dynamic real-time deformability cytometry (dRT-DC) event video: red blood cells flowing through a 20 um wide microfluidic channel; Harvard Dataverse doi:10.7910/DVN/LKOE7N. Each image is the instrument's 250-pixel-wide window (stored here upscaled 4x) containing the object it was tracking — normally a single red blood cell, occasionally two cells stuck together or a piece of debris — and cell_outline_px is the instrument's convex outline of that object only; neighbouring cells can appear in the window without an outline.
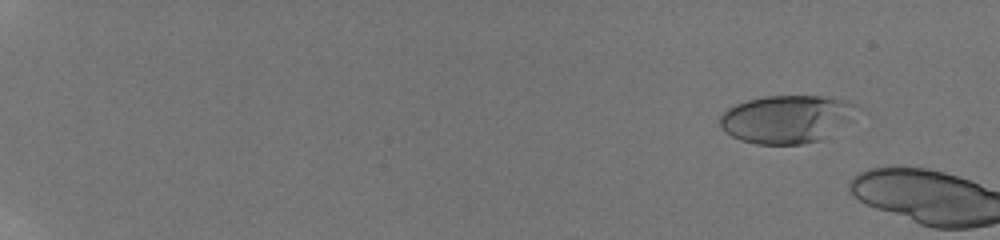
{"species": "human", "species_latin": "Homo sapiens", "temperature_condition": "room temperature", "stored_images_in_passage": 6, "camera_frame_rate_fps": 3000, "um_per_image_px": 0.085, "donor": {"sex": "male"}, "frame": {"image": 1, "passage_image": 4, "time_ms": 1.0, "image_size_px": [1000, 240], "cell_outline_px": [[852, 120], [820, 140], [800, 144], [756, 144], [740, 140], [724, 132], [720, 128], [720, 116], [728, 108], [736, 104], [748, 100], [764, 96], [820, 96], [848, 100], [852, 104]], "centroid_in_image_um": [66.79, 10.12], "position_along_channel_um": 18.2, "area_um2": 37.86}}